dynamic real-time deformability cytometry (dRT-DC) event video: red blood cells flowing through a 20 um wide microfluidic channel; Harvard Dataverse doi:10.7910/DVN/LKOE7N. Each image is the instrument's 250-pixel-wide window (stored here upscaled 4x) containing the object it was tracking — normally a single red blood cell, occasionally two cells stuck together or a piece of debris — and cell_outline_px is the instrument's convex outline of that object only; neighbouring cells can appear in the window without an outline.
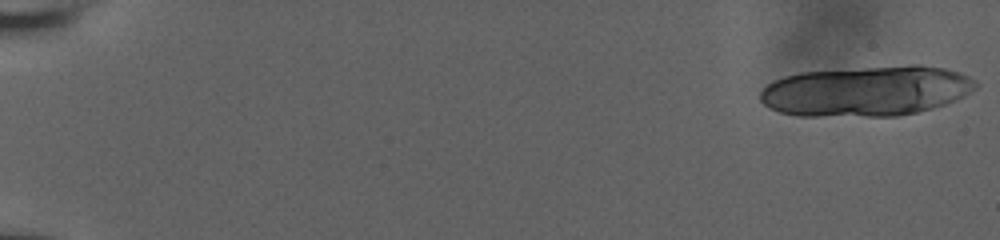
{"species": "human", "species_latin": "Homo sapiens", "temperature_condition": "room temperature", "stored_images_in_passage": 21, "camera_frame_rate_fps": 3000, "um_per_image_px": 0.085, "donor": {"sex": "male"}, "frame": {"image": 1, "passage_image": 1, "time_ms": 0.0, "image_size_px": [1000, 240], "cell_outline_px": [[980, 84], [976, 88], [964, 96], [956, 100], [932, 108], [916, 112], [896, 116], [800, 116], [780, 112], [764, 104], [760, 100], [760, 92], [772, 80], [784, 76], [800, 72], [912, 64], [920, 64], [944, 68], [960, 72], [976, 80]], "centroid_in_image_um": [73.67, 7.73], "position_along_channel_um": 11.3, "area_um2": 63.52}}